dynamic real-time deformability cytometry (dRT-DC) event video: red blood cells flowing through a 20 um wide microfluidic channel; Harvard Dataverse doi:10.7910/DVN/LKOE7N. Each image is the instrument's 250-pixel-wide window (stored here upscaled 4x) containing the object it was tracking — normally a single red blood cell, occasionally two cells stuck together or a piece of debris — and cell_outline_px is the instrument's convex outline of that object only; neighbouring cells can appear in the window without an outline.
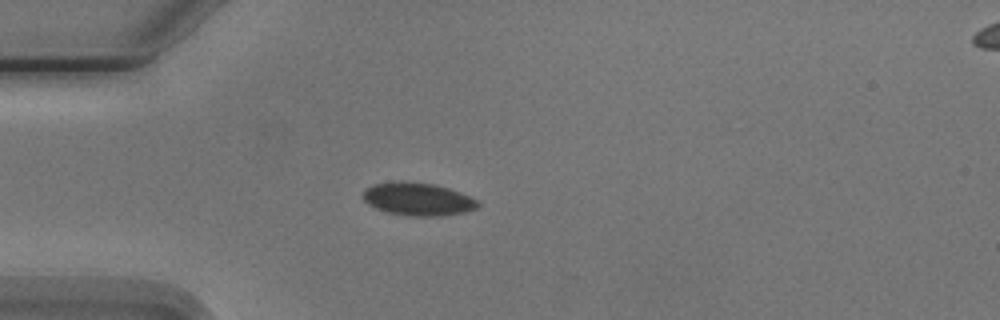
{"species": "Egyptian fruit bat (a non-hibernating species)", "species_latin": "Rousettus aegyptiacus", "temperature_condition": "cold", "stored_images_in_passage": 4, "camera_frame_rate_fps": 3000, "um_per_image_px": 0.085, "animal": {"sex": "male"}, "frame": {"image": 1, "passage_image": 4, "time_ms": 3.333, "image_size_px": [1000, 320], "cell_outline_px": [[480, 204], [476, 208], [464, 212], [440, 216], [408, 216], [388, 212], [376, 208], [368, 204], [364, 200], [364, 188], [372, 184], [400, 180], [432, 184], [448, 188], [460, 192], [476, 200]], "centroid_in_image_um": [35.48, 16.92], "position_along_channel_um": 49.5, "area_um2": 21.96}}